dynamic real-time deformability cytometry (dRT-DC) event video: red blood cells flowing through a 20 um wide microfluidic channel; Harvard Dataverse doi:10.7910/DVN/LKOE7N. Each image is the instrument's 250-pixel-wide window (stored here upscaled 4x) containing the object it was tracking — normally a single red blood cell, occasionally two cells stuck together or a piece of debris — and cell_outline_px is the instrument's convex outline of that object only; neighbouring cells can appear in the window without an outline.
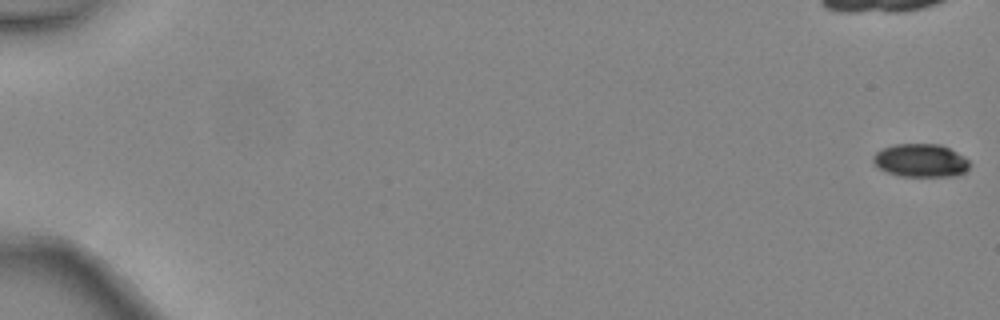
{"species": "common noctule bat (a hibernating species)", "species_latin": "Nyctalus noctula", "temperature_condition": "warm", "stored_images_in_passage": 5, "camera_frame_rate_fps": 3000, "um_per_image_px": 0.085, "animal": {"sex": "female", "body_mass_g": 24.6, "forearm_length_mm": 56.2}, "frame": {"image": 1, "passage_image": 1, "time_ms": 0.0, "image_size_px": [1000, 320], "cell_outline_px": [[968, 172], [956, 176], [900, 176], [888, 172], [880, 168], [872, 160], [872, 156], [876, 152], [892, 144], [940, 144], [964, 156], [968, 160]], "centroid_in_image_um": [78.27, 13.64], "position_along_channel_um": 6.7, "area_um2": 18.61}}